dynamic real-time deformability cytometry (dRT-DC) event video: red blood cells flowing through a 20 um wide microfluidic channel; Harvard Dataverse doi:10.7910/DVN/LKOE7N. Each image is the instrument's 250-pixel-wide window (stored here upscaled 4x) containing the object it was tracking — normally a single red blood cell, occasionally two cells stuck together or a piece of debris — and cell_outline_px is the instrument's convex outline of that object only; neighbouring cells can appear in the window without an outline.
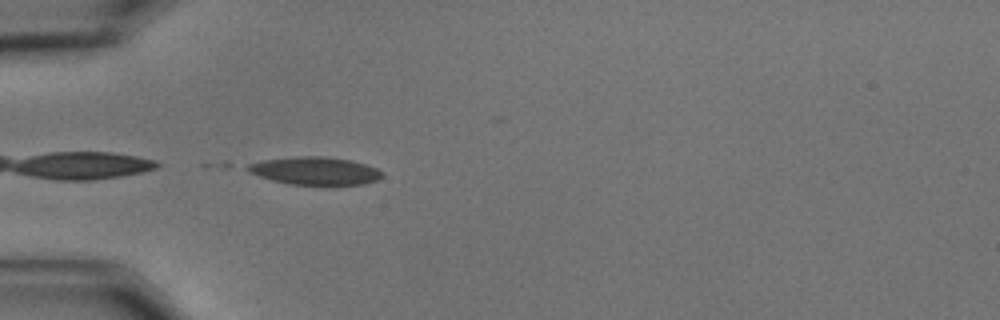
{"species": "common noctule bat (a hibernating species)", "species_latin": "Nyctalus noctula", "temperature_condition": "cold", "stored_images_in_passage": 4, "camera_frame_rate_fps": 3000, "um_per_image_px": 0.085, "animal": {"sex": "male", "body_mass_g": 15.6}, "frame": {"image": 1, "passage_image": 1, "time_ms": 0.0, "image_size_px": [1000, 320], "cell_outline_px": [[380, 176], [376, 180], [364, 184], [288, 184], [272, 180], [248, 172], [244, 168], [248, 164], [264, 160], [296, 156], [324, 156], [352, 160], [376, 168], [380, 172]], "centroid_in_image_um": [26.72, 14.51], "position_along_channel_um": 58.3, "area_um2": 21.5}}